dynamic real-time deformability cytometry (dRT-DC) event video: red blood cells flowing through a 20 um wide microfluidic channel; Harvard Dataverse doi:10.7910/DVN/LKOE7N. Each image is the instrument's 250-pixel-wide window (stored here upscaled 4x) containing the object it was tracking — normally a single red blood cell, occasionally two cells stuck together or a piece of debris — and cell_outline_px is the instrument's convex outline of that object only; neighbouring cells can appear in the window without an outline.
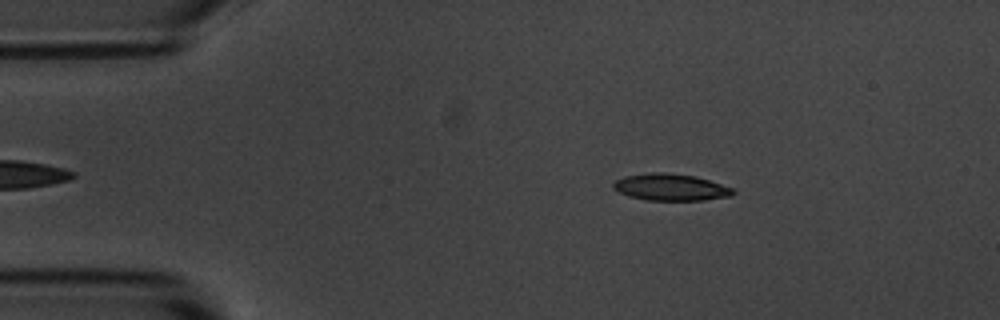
{"species": "common noctule bat (a hibernating species)", "species_latin": "Nyctalus noctula", "temperature_condition": "room temperature", "stored_images_in_passage": 3, "camera_frame_rate_fps": 3000, "um_per_image_px": 0.085, "animal": {"sex": "male", "body_mass_g": 20.1, "forearm_length_mm": 53.5}, "frame": {"image": 1, "passage_image": 2, "time_ms": 1.0, "image_size_px": [1000, 320], "cell_outline_px": [[736, 192], [732, 196], [704, 200], [648, 200], [628, 196], [612, 188], [612, 184], [616, 180], [624, 176], [652, 172], [664, 172], [696, 176], [732, 188]], "centroid_in_image_um": [57.0, 15.91], "position_along_channel_um": 28.0, "area_um2": 18.67}}